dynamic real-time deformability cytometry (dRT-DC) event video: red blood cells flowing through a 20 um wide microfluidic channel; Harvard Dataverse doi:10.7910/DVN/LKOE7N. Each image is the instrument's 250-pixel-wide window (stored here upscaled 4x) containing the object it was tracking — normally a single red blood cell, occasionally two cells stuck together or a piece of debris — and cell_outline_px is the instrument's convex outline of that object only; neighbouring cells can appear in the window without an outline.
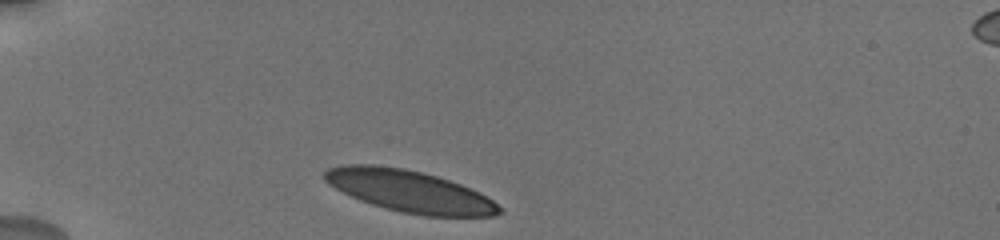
{"species": "human", "species_latin": "Homo sapiens", "temperature_condition": "cold", "stored_images_in_passage": 5, "camera_frame_rate_fps": 3000, "um_per_image_px": 0.085, "donor": {"sex": "male"}, "frame": {"image": 1, "passage_image": 1, "time_ms": 0.0, "image_size_px": [1000, 240], "cell_outline_px": [[504, 212], [492, 216], [424, 216], [400, 212], [384, 208], [360, 200], [328, 184], [324, 180], [324, 172], [328, 168], [344, 164], [372, 164], [404, 168], [424, 172], [460, 184], [480, 192], [504, 208]], "centroid_in_image_um": [34.83, 16.25], "position_along_channel_um": 50.2, "area_um2": 42.71}}
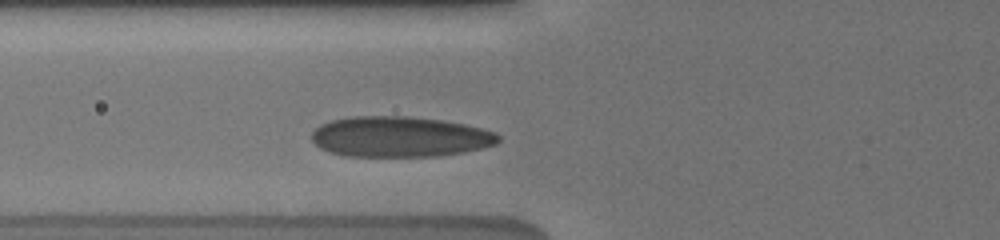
{"frame": {"image": 2, "passage_image": 5, "time_ms": 2.0, "image_size_px": [1000, 240], "cell_outline_px": [[500, 140], [496, 144], [464, 152], [436, 156], [344, 156], [328, 152], [320, 148], [312, 140], [312, 132], [320, 124], [332, 120], [348, 116], [408, 116], [440, 120], [464, 124], [496, 132], [500, 136]], "centroid_in_image_um": [33.96, 11.62], "position_along_channel_um": 91.8, "area_um2": 44.16}}